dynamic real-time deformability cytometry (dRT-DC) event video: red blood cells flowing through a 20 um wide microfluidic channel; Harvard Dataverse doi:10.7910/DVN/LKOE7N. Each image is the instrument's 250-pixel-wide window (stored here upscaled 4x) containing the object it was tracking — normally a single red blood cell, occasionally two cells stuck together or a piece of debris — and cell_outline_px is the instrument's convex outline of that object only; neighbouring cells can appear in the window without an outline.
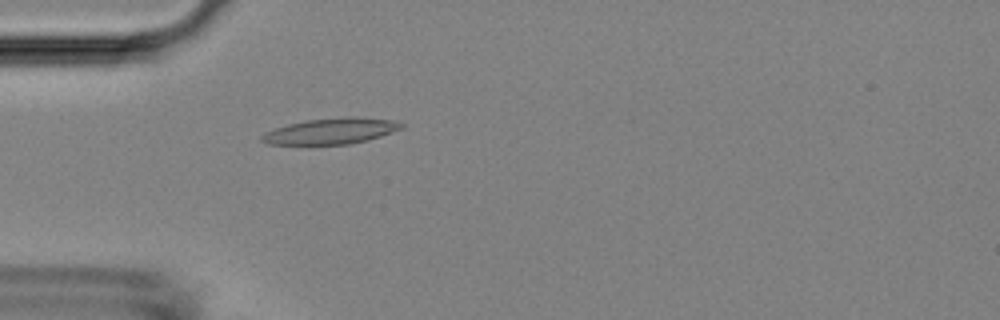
{"species": "Egyptian fruit bat (a non-hibernating species)", "species_latin": "Rousettus aegyptiacus", "temperature_condition": "room temperature", "stored_images_in_passage": 2, "camera_frame_rate_fps": 3000, "um_per_image_px": 0.085, "animal": {"sex": "female"}, "frame": {"image": 1, "passage_image": 2, "time_ms": 0.333, "image_size_px": [1000, 320], "cell_outline_px": [[404, 128], [368, 140], [348, 144], [308, 148], [268, 144], [260, 140], [260, 136], [264, 132], [288, 124], [308, 120], [352, 116], [356, 116], [396, 120], [404, 124]], "centroid_in_image_um": [28.07, 11.2], "position_along_channel_um": 56.9, "area_um2": 22.25}}